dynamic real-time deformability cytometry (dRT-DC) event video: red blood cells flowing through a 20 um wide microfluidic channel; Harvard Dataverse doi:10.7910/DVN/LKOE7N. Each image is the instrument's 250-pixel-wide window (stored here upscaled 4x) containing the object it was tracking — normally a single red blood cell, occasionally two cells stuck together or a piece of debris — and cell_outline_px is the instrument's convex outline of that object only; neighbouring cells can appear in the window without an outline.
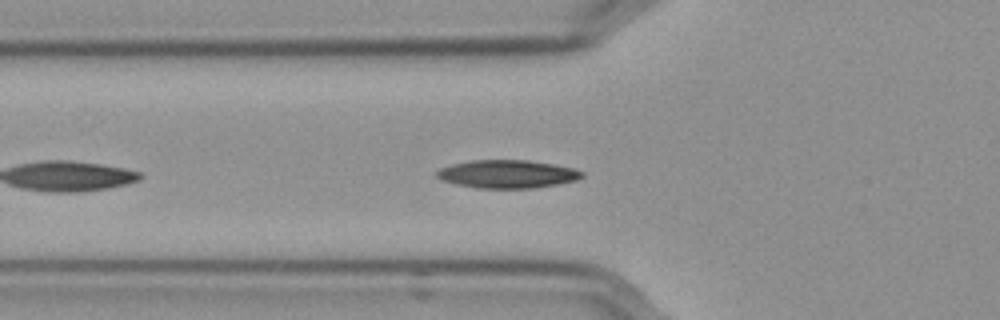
{"species": "Egyptian fruit bat (a non-hibernating species)", "species_latin": "Rousettus aegyptiacus", "temperature_condition": "cold", "stored_images_in_passage": 35, "camera_frame_rate_fps": 3000, "um_per_image_px": 0.085, "frame": {"image": 1, "passage_image": 6, "time_ms": 1.667, "image_size_px": [1000, 320], "cell_outline_px": [[584, 176], [576, 180], [556, 184], [532, 188], [476, 188], [456, 184], [444, 180], [436, 176], [436, 172], [440, 168], [452, 164], [472, 160], [528, 160], [552, 164], [572, 168], [584, 172]], "centroid_in_image_um": [43.11, 14.79], "position_along_channel_um": 82.7, "area_um2": 23.58}}
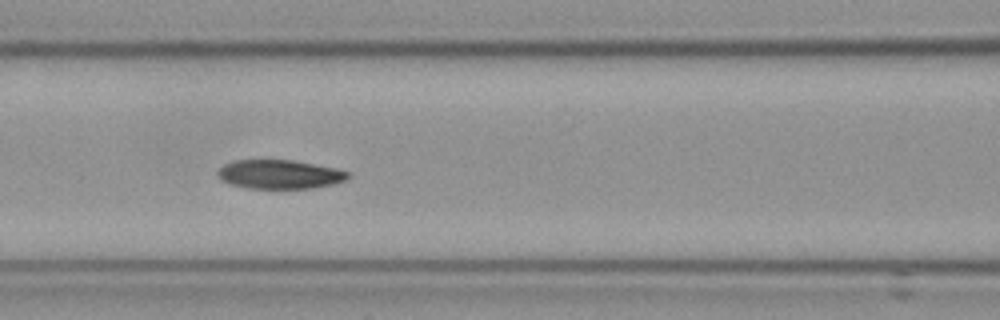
{"frame": {"image": 2, "passage_image": 11, "time_ms": 3.333, "image_size_px": [1000, 320], "cell_outline_px": [[352, 176], [344, 180], [332, 184], [312, 188], [248, 188], [232, 184], [224, 180], [216, 172], [224, 164], [232, 160], [292, 160], [336, 168], [348, 172]], "centroid_in_image_um": [23.78, 14.81], "position_along_channel_um": 142.8, "area_um2": 21.73}, "authors_computed_cell_mechanics": {"area_um2": 22.831, "velocity_mm_per_s": 3.5529, "shape_relaxation_time_tau1_ms": 6.3603, "shape_relaxation_time_tau2_ms": 3.8233, "deformation_change_tau1": 0.1643, "deformation_change_tau2": 0.0828}}